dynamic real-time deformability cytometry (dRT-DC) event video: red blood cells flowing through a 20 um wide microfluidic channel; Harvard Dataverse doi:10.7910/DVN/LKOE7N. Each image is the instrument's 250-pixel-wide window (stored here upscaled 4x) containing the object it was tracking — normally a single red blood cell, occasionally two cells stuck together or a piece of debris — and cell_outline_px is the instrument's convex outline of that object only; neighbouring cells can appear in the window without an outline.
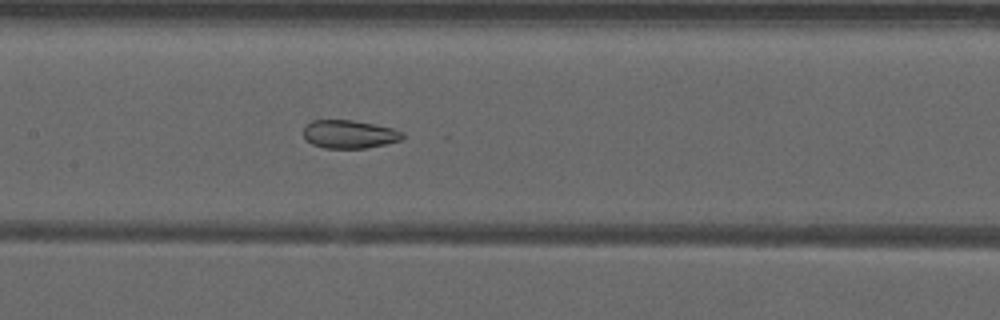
{"species": "common noctule bat (a hibernating species)", "species_latin": "Nyctalus noctula", "temperature_condition": "warm", "stored_images_in_passage": 39, "camera_frame_rate_fps": 3000, "um_per_image_px": 0.085, "animal": {"sex": "male", "forearm_length_mm": 52.5}, "frame": {"image": 1, "passage_image": 13, "time_ms": 4.0, "image_size_px": [1000, 320], "cell_outline_px": [[404, 136], [400, 140], [384, 144], [364, 148], [324, 148], [312, 144], [304, 136], [304, 124], [312, 120], [352, 120], [392, 128], [404, 132]], "centroid_in_image_um": [29.66, 11.4], "position_along_channel_um": 177.7, "area_um2": 16.18}}
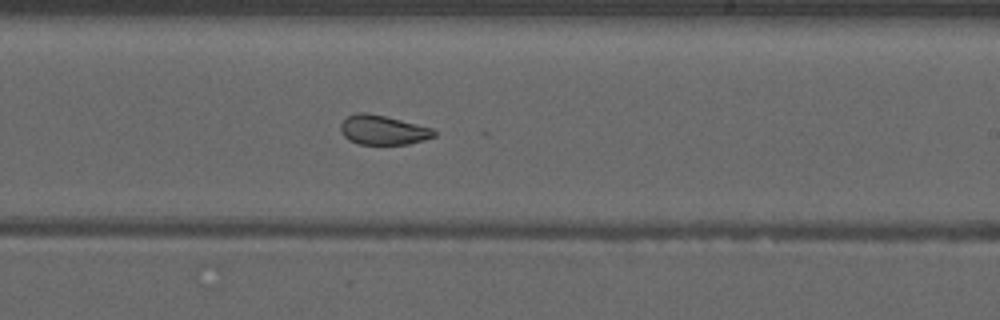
{"frame": {"image": 2, "passage_image": 19, "time_ms": 6.0, "image_size_px": [1000, 320], "cell_outline_px": [[436, 136], [424, 140], [408, 144], [360, 144], [348, 140], [340, 132], [340, 124], [348, 116], [356, 112], [364, 112], [384, 116], [432, 128], [436, 132]], "centroid_in_image_um": [32.53, 11.06], "position_along_channel_um": 256.5, "area_um2": 15.95}}
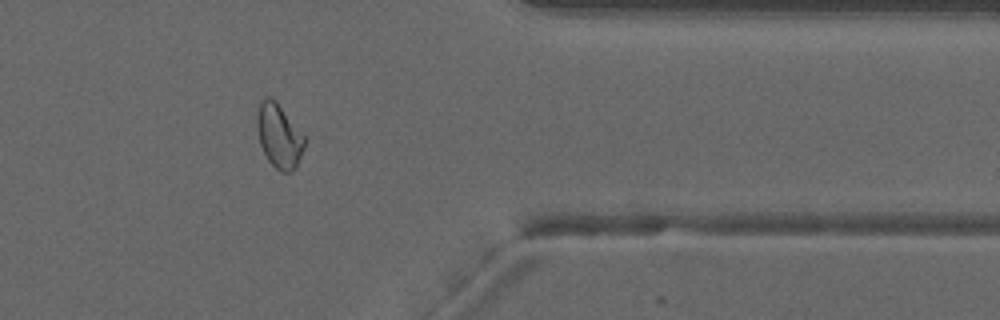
{"frame": {"image": 3, "passage_image": 30, "time_ms": 9.667, "image_size_px": [1000, 320], "cell_outline_px": [[304, 144], [296, 168], [292, 172], [280, 172], [268, 160], [260, 144], [256, 124], [256, 116], [260, 100], [264, 96], [272, 96], [276, 100], [304, 136]], "centroid_in_image_um": [23.68, 11.51], "position_along_channel_um": 387.7, "area_um2": 17.69}, "authors_computed_cell_mechanics": {"area_um2": 17.6868, "velocity_mm_per_s": 3.963, "shape_relaxation_time_tau1_ms": null, "shape_relaxation_time_tau2_ms": 1.1577, "deformation_change_tau1": null, "deformation_change_tau2": 0.0614}}